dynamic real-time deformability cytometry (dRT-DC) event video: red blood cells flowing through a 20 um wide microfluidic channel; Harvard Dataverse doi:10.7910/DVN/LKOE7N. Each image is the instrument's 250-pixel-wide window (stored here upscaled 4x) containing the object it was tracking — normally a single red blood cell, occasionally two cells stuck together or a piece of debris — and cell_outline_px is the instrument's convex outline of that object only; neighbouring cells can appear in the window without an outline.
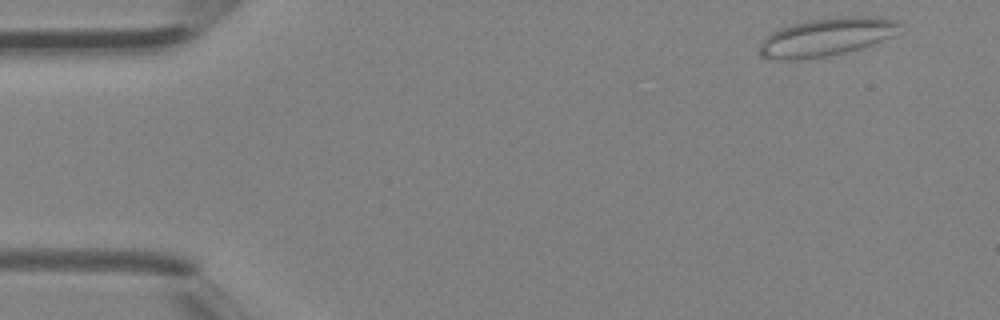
{"species": "Egyptian fruit bat (a non-hibernating species)", "species_latin": "Rousettus aegyptiacus", "temperature_condition": "room temperature", "stored_images_in_passage": 4, "camera_frame_rate_fps": 3000, "um_per_image_px": 0.085, "animal": {"sex": "female"}, "frame": {"image": 1, "passage_image": 1, "time_ms": 0.0, "image_size_px": [1000, 320], "cell_outline_px": [[904, 24], [888, 36], [872, 44], [860, 48], [828, 56], [800, 60], [768, 60], [760, 56], [756, 52], [760, 44], [772, 32], [780, 28], [792, 24], [808, 20], [844, 16], [868, 16], [896, 20]], "centroid_in_image_um": [70.15, 3.16], "position_along_channel_um": 14.9, "area_um2": 31.04}}